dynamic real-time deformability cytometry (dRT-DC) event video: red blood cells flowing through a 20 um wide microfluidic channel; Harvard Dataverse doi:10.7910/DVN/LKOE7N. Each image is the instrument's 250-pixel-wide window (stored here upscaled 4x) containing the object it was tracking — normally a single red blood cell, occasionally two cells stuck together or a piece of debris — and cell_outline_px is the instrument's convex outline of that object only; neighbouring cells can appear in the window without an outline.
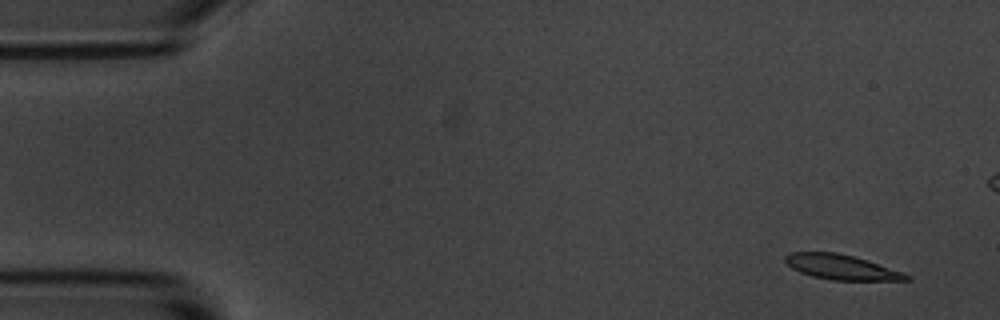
{"species": "common noctule bat (a hibernating species)", "species_latin": "Nyctalus noctula", "temperature_condition": "room temperature", "stored_images_in_passage": 9, "camera_frame_rate_fps": 3000, "um_per_image_px": 0.085, "animal": {"sex": "male", "body_mass_g": 20.1, "forearm_length_mm": 53.5}, "frame": {"image": 1, "passage_image": 1, "time_ms": 0.0, "image_size_px": [1000, 320], "cell_outline_px": [[912, 280], [832, 280], [812, 276], [800, 272], [792, 268], [784, 260], [784, 256], [792, 252], [836, 252], [856, 256], [904, 272], [912, 276]], "centroid_in_image_um": [71.56, 22.7], "position_along_channel_um": 13.4, "area_um2": 17.74}}
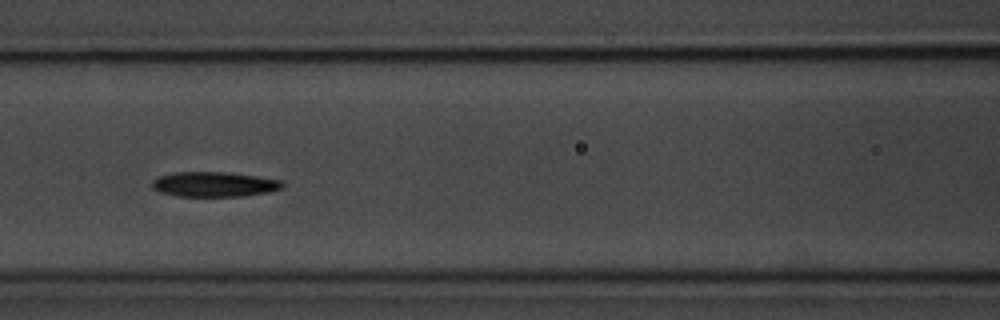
{"frame": {"image": 2, "passage_image": 6, "time_ms": 6.667, "image_size_px": [1000, 320], "cell_outline_px": [[284, 188], [272, 192], [244, 196], [176, 196], [160, 192], [152, 188], [152, 180], [160, 176], [172, 172], [224, 172], [256, 176], [280, 180], [284, 184]], "centroid_in_image_um": [18.22, 15.67], "position_along_channel_um": 148.4, "area_um2": 19.07}}
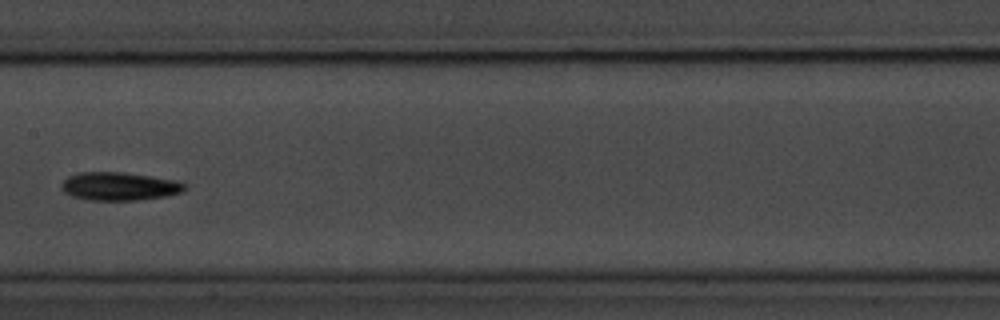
{"frame": {"image": 3, "passage_image": 7, "time_ms": 8.0, "image_size_px": [1000, 320], "cell_outline_px": [[188, 188], [180, 192], [168, 196], [136, 200], [84, 200], [72, 196], [64, 192], [60, 184], [68, 176], [80, 172], [124, 172], [176, 180], [184, 184]], "centroid_in_image_um": [10.12, 15.84], "position_along_channel_um": 197.3, "area_um2": 20.35}}